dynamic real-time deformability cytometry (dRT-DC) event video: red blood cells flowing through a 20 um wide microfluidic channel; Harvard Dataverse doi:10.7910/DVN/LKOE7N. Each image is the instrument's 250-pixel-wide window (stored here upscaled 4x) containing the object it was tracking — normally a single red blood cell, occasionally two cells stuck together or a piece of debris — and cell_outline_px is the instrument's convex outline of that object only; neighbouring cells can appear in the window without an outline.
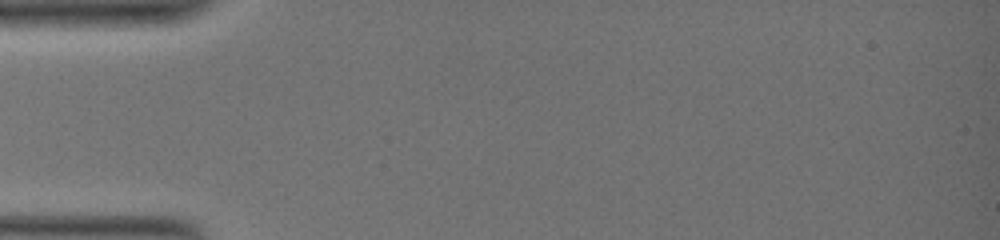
{"species": "common noctule bat (a hibernating species)", "species_latin": "Nyctalus noctula", "temperature_condition": "warm", "stored_images_in_passage": 1, "camera_frame_rate_fps": 3000, "um_per_image_px": 0.085, "animal": {"sex": "female", "body_mass_g": 19.0, "forearm_length_mm": 51.5}, "frame": {"image": 1, "passage_image": 1, "time_ms": 0.0, "image_size_px": [1000, 240], "cell_outline_px": [[196, 164], [192, 176], [156, 168], [120, 148], [132, 140], [180, 132]], "centroid_in_image_um": [13.92, 13.0], "position_along_channel_um": 71.1, "area_um2": 13.99}}